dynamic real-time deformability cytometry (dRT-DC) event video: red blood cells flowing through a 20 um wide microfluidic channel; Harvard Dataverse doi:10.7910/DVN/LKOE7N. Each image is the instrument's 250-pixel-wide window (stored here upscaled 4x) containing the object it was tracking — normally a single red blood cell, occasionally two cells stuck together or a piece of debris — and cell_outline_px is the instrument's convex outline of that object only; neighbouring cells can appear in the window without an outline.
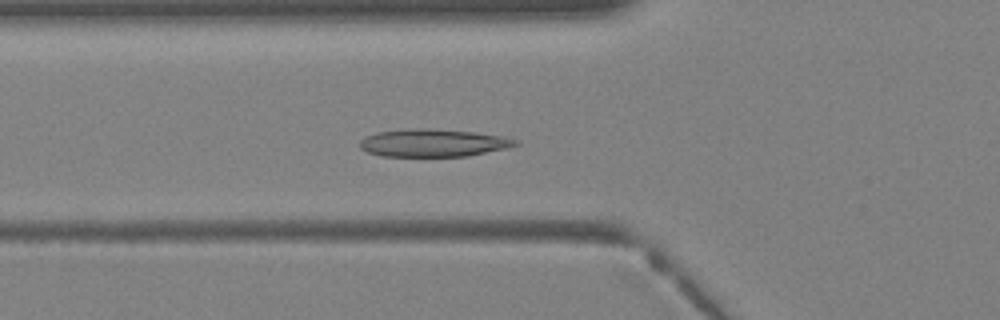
{"species": "Egyptian fruit bat (a non-hibernating species)", "species_latin": "Rousettus aegyptiacus", "temperature_condition": "warm", "stored_images_in_passage": 33, "camera_frame_rate_fps": 3000, "um_per_image_px": 0.085, "animal": {"sex": "female"}, "frame": {"image": 1, "passage_image": 8, "time_ms": 2.333, "image_size_px": [1000, 320], "cell_outline_px": [[520, 144], [508, 148], [468, 156], [380, 156], [368, 152], [360, 148], [360, 140], [364, 136], [376, 132], [408, 128], [424, 128], [476, 132], [504, 136], [520, 140]], "centroid_in_image_um": [36.85, 12.14], "position_along_channel_um": 89.0, "area_um2": 25.43}}
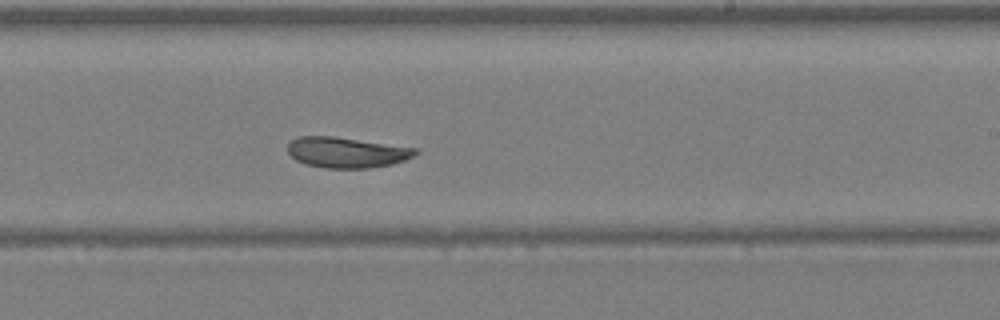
{"frame": {"image": 2, "passage_image": 18, "time_ms": 5.667, "image_size_px": [1000, 320], "cell_outline_px": [[420, 152], [404, 160], [392, 164], [368, 168], [324, 168], [308, 164], [296, 160], [288, 152], [288, 144], [296, 136], [332, 136], [416, 148]], "centroid_in_image_um": [29.45, 12.95], "position_along_channel_um": 259.6, "area_um2": 22.54}}
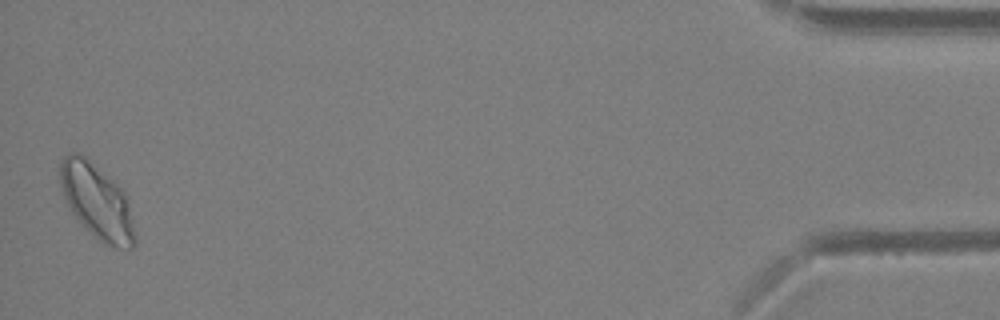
{"frame": {"image": 3, "passage_image": 33, "time_ms": 10.667, "image_size_px": [1000, 320], "cell_outline_px": [[136, 244], [132, 248], [112, 248], [104, 244], [72, 212], [64, 196], [60, 184], [60, 160], [68, 152], [76, 152], [84, 156], [112, 180], [128, 196], [136, 236]], "centroid_in_image_um": [8.27, 17.13], "position_along_channel_um": 426.9, "area_um2": 32.25}}